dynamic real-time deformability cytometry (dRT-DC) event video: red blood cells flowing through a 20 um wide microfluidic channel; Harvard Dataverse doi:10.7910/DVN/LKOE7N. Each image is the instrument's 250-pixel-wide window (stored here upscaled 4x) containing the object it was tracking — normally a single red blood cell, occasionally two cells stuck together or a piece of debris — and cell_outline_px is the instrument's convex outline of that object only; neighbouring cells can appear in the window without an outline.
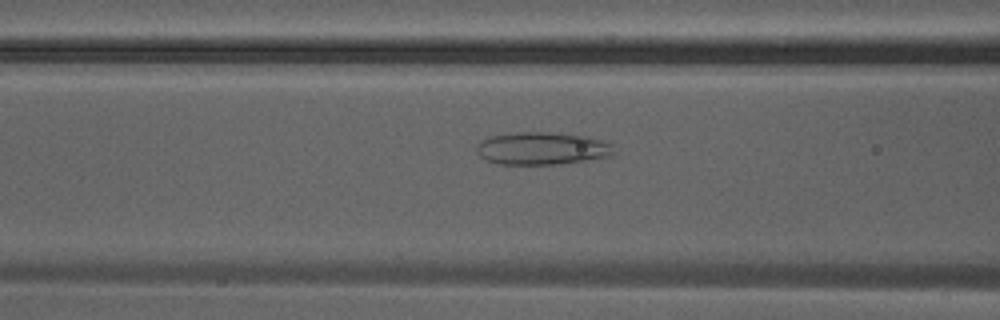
{"species": "Egyptian fruit bat (a non-hibernating species)", "species_latin": "Rousettus aegyptiacus", "temperature_condition": "warm", "stored_images_in_passage": 14, "camera_frame_rate_fps": 3000, "um_per_image_px": 0.085, "animal": {"sex": "male"}, "frame": {"image": 1, "passage_image": 12, "time_ms": 3.667, "image_size_px": [1000, 320], "cell_outline_px": [[612, 156], [556, 164], [496, 164], [484, 160], [476, 152], [476, 144], [488, 136], [516, 132], [548, 132], [584, 136], [600, 140], [612, 144]], "centroid_in_image_um": [45.98, 12.61], "position_along_channel_um": 120.6, "area_um2": 26.01}}